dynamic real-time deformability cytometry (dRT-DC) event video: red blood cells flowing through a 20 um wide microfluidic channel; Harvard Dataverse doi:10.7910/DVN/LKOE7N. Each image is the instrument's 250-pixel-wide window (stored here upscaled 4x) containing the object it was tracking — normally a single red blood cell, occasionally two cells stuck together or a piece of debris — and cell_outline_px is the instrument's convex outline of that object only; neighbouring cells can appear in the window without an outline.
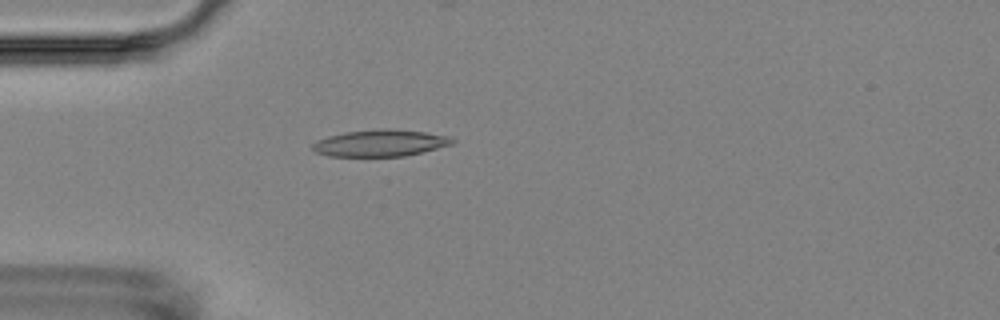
{"species": "Egyptian fruit bat (a non-hibernating species)", "species_latin": "Rousettus aegyptiacus", "temperature_condition": "room temperature", "stored_images_in_passage": 5, "camera_frame_rate_fps": 3000, "um_per_image_px": 0.085, "animal": {"sex": "female"}, "frame": {"image": 1, "passage_image": 5, "time_ms": 4.667, "image_size_px": [1000, 320], "cell_outline_px": [[456, 144], [404, 156], [328, 156], [316, 152], [312, 148], [312, 144], [316, 140], [328, 136], [344, 132], [380, 128], [388, 128], [424, 132], [448, 136], [456, 140]], "centroid_in_image_um": [32.34, 12.15], "position_along_channel_um": 52.7, "area_um2": 21.91}}